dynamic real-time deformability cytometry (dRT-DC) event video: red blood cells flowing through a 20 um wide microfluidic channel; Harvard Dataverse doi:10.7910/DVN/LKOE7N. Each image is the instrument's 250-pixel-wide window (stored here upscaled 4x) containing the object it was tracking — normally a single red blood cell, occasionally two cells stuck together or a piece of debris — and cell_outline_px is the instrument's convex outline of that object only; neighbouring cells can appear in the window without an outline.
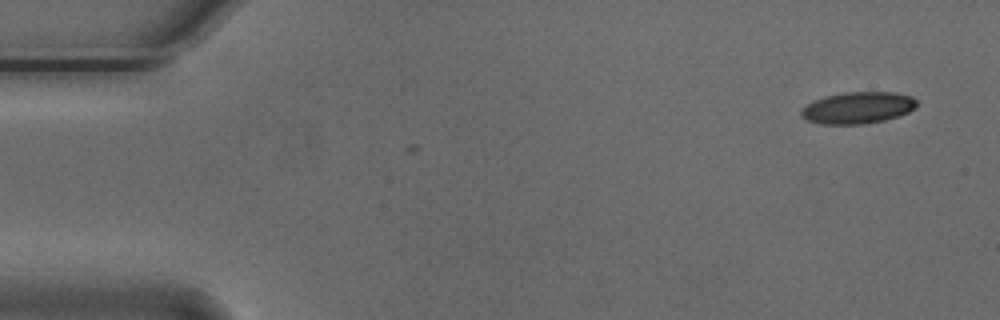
{"species": "Egyptian fruit bat (a non-hibernating species)", "species_latin": "Rousettus aegyptiacus", "temperature_condition": "cold", "stored_images_in_passage": 5, "camera_frame_rate_fps": 3000, "um_per_image_px": 0.085, "animal": {"sex": "male"}, "frame": {"image": 1, "passage_image": 1, "time_ms": 0.0, "image_size_px": [1000, 320], "cell_outline_px": [[912, 104], [908, 108], [900, 112], [888, 116], [868, 120], [828, 120], [848, 96], [896, 96], [912, 100]], "centroid_in_image_um": [73.96, 9.15], "position_along_channel_um": 11.0, "area_um2": 10.81}}